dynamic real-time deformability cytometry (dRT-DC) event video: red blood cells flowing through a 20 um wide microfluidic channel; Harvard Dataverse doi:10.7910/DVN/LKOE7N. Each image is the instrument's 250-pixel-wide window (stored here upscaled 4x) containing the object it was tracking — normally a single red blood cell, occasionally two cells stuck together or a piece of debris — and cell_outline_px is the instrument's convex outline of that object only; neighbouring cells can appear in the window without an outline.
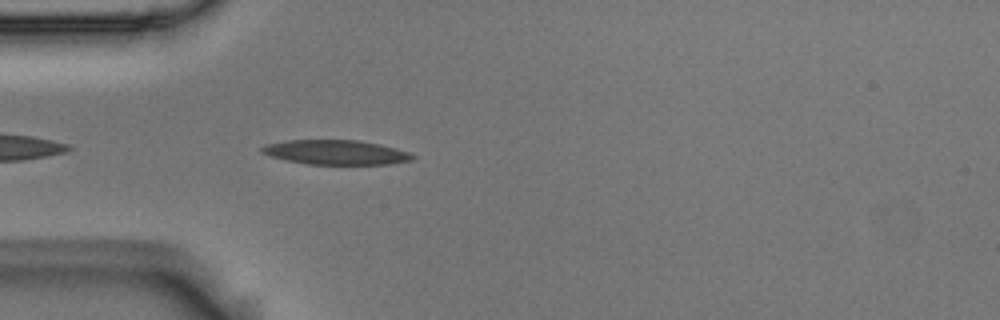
{"species": "Egyptian fruit bat (a non-hibernating species)", "species_latin": "Rousettus aegyptiacus", "temperature_condition": "room temperature", "stored_images_in_passage": 13, "camera_frame_rate_fps": 3000, "um_per_image_px": 0.085, "animal": {"sex": "male"}, "frame": {"image": 1, "passage_image": 3, "time_ms": 0.667, "image_size_px": [1000, 320], "cell_outline_px": [[416, 156], [412, 160], [388, 164], [308, 164], [268, 156], [260, 152], [260, 148], [264, 144], [288, 140], [360, 140], [380, 144], [396, 148], [408, 152]], "centroid_in_image_um": [28.52, 12.94], "position_along_channel_um": 56.5, "area_um2": 21.62}}
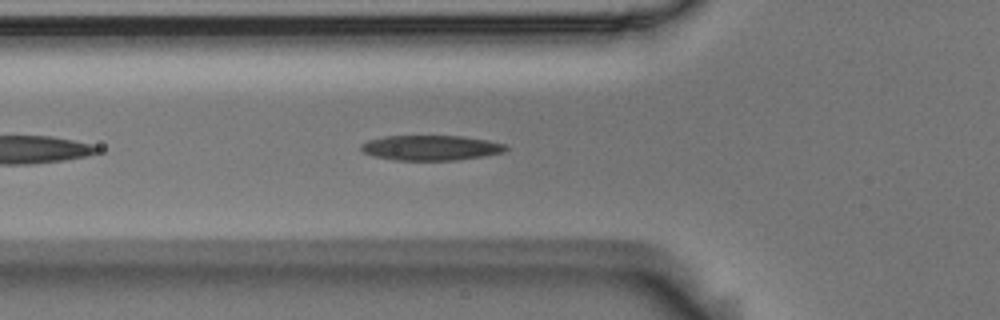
{"frame": {"image": 2, "passage_image": 6, "time_ms": 1.667, "image_size_px": [1000, 320], "cell_outline_px": [[508, 148], [504, 152], [484, 156], [456, 160], [396, 160], [376, 156], [364, 152], [360, 148], [360, 144], [368, 140], [384, 136], [464, 136], [488, 140], [504, 144]], "centroid_in_image_um": [36.64, 12.55], "position_along_channel_um": 89.2, "area_um2": 21.1}}
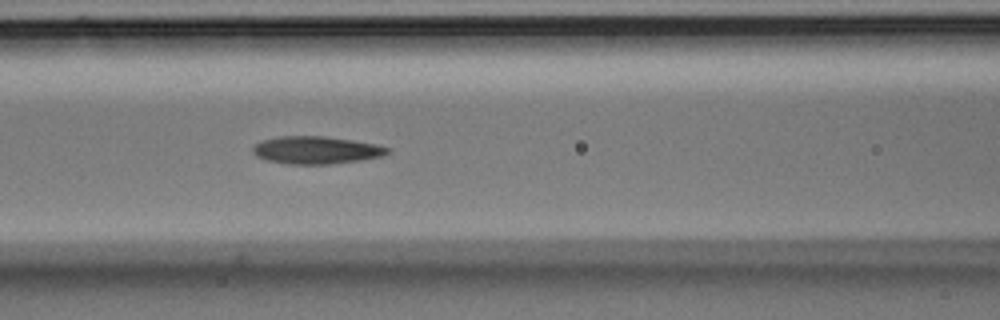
{"frame": {"image": 3, "passage_image": 10, "time_ms": 3.0, "image_size_px": [1000, 320], "cell_outline_px": [[392, 148], [388, 152], [380, 156], [356, 160], [328, 164], [288, 164], [268, 160], [256, 156], [252, 152], [252, 148], [260, 140], [280, 136], [324, 136], [352, 140], [376, 144]], "centroid_in_image_um": [26.83, 12.74], "position_along_channel_um": 139.8, "area_um2": 21.44}}